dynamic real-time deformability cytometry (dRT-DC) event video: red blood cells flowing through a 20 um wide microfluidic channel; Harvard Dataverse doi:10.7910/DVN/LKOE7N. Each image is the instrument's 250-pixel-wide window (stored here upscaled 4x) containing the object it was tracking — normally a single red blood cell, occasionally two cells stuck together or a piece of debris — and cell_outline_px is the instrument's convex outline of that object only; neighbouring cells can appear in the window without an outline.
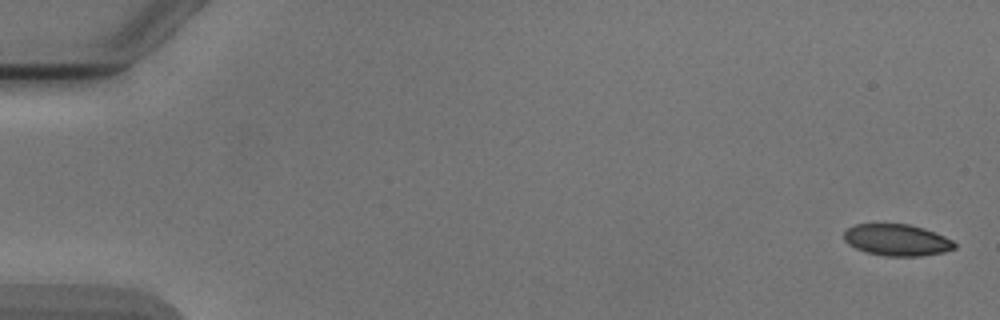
{"species": "Egyptian fruit bat (a non-hibernating species)", "species_latin": "Rousettus aegyptiacus", "temperature_condition": "cold", "stored_images_in_passage": 6, "camera_frame_rate_fps": 3000, "um_per_image_px": 0.085, "animal": {"sex": "male"}, "frame": {"image": 1, "passage_image": 1, "time_ms": 0.0, "image_size_px": [1000, 320], "cell_outline_px": [[956, 248], [944, 252], [920, 256], [884, 256], [864, 252], [848, 244], [844, 240], [844, 232], [848, 228], [856, 224], [908, 224], [924, 228], [944, 236], [952, 240], [956, 244]], "centroid_in_image_um": [76.23, 20.41], "position_along_channel_um": 8.8, "area_um2": 20.4}}
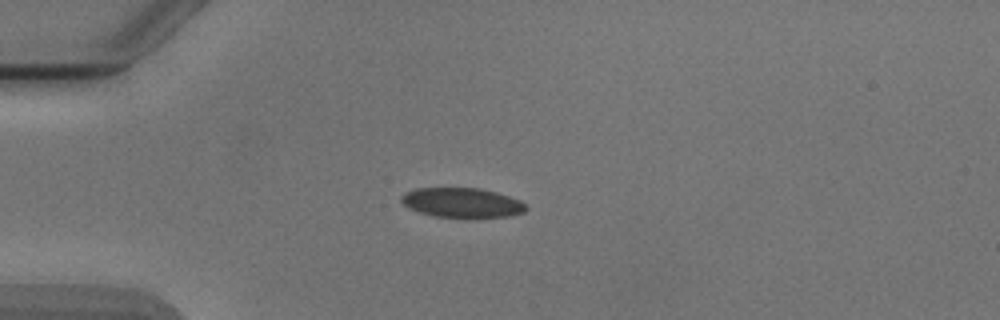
{"frame": {"image": 2, "passage_image": 4, "time_ms": 4.333, "image_size_px": [1000, 320], "cell_outline_px": [[528, 208], [524, 212], [508, 216], [472, 220], [468, 220], [432, 216], [408, 208], [400, 200], [400, 196], [404, 192], [416, 188], [480, 188], [496, 192], [520, 200]], "centroid_in_image_um": [39.26, 17.27], "position_along_channel_um": 45.7, "area_um2": 22.37}}
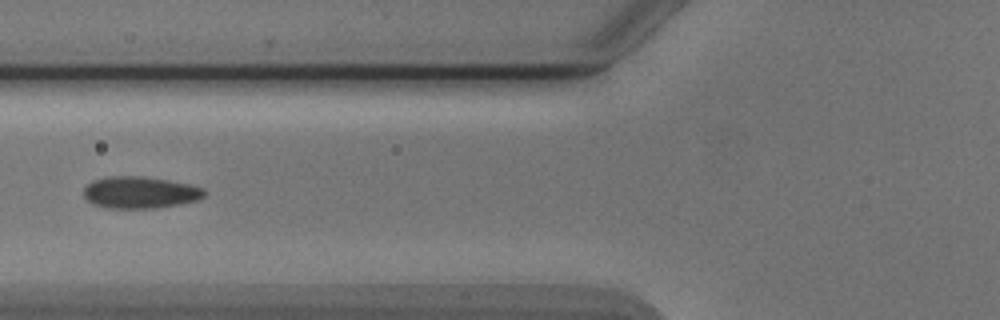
{"frame": {"image": 3, "passage_image": 6, "time_ms": 6.667, "image_size_px": [1000, 320], "cell_outline_px": [[208, 192], [200, 200], [180, 204], [156, 208], [104, 208], [92, 204], [84, 196], [84, 188], [92, 180], [108, 176], [144, 176], [192, 184], [204, 188]], "centroid_in_image_um": [11.94, 16.36], "position_along_channel_um": 113.9, "area_um2": 22.77}}